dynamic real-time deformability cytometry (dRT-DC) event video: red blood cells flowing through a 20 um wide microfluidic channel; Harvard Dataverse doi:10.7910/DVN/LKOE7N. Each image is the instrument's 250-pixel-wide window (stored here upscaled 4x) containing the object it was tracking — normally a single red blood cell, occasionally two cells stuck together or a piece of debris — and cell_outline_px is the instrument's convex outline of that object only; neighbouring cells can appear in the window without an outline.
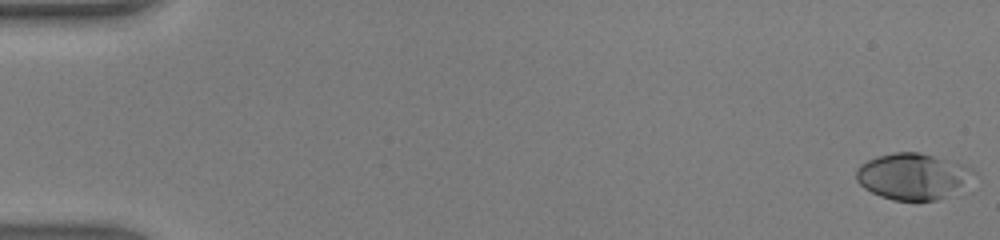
{"species": "human", "species_latin": "Homo sapiens", "temperature_condition": "warm", "stored_images_in_passage": 48, "camera_frame_rate_fps": 3000, "um_per_image_px": 0.085, "donor": {"sex": "male"}, "frame": {"image": 1, "passage_image": 1, "time_ms": 0.0, "image_size_px": [1000, 240], "cell_outline_px": [[980, 176], [944, 196], [936, 200], [892, 200], [880, 196], [864, 188], [856, 180], [856, 168], [860, 164], [876, 156], [892, 152], [920, 152], [960, 164], [972, 168]], "centroid_in_image_um": [77.57, 14.97], "position_along_channel_um": 7.4, "area_um2": 31.56}}
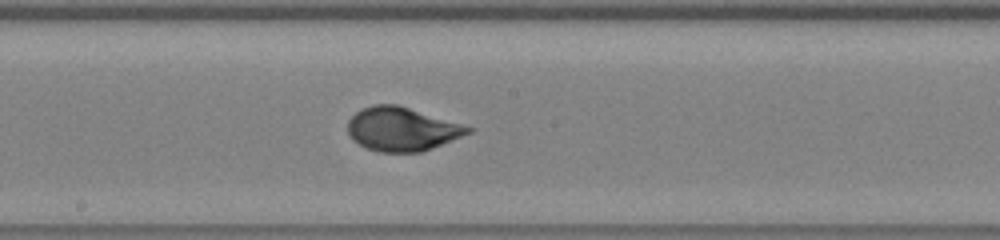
{"frame": {"image": 2, "passage_image": 27, "time_ms": 8.667, "image_size_px": [1000, 240], "cell_outline_px": [[476, 128], [472, 132], [432, 148], [420, 152], [380, 152], [368, 148], [352, 140], [348, 136], [348, 120], [360, 108], [372, 104], [396, 104]], "centroid_in_image_um": [34.15, 10.96], "position_along_channel_um": 214.1, "area_um2": 30.63}}
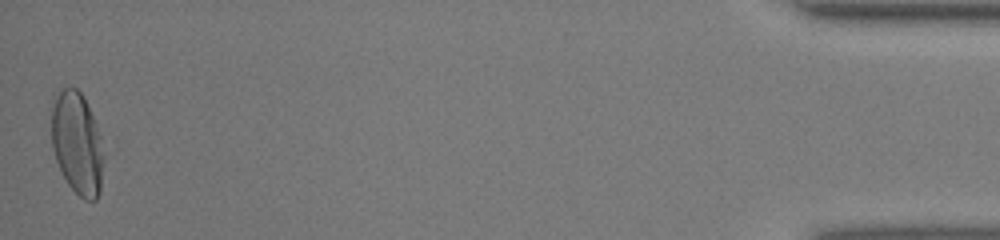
{"frame": {"image": 3, "passage_image": 48, "time_ms": 15.667, "image_size_px": [1000, 240], "cell_outline_px": [[108, 156], [100, 192], [96, 200], [84, 200], [68, 184], [56, 160], [52, 148], [52, 108], [56, 96], [64, 88], [76, 88], [80, 92], [92, 116]], "centroid_in_image_um": [6.62, 12.27], "position_along_channel_um": 428.6, "area_um2": 31.39}, "authors_computed_cell_mechanics": {"area_um2": 29.9982, "velocity_mm_per_s": 4.361, "shape_relaxation_time_tau1_ms": 4.3353, "shape_relaxation_time_tau2_ms": null, "deformation_change_tau1": 0.2274, "deformation_change_tau2": null}}